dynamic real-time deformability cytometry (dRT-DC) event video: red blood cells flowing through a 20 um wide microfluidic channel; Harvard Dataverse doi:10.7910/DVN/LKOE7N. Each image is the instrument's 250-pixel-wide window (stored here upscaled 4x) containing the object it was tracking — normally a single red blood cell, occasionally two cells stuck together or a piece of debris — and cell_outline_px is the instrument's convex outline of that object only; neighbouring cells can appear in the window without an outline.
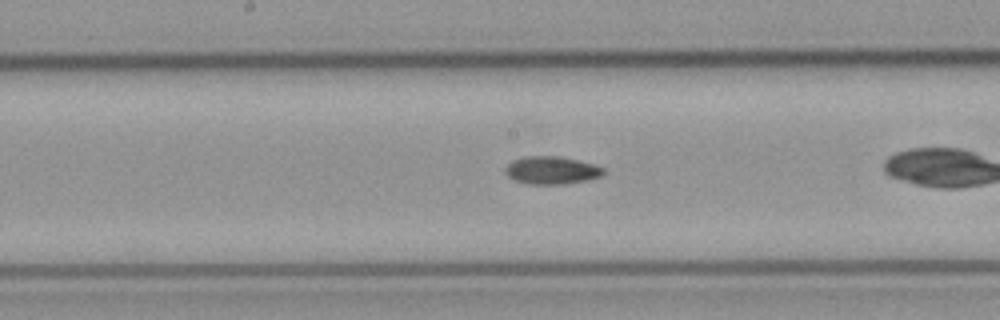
{"species": "common noctule bat (a hibernating species)", "species_latin": "Nyctalus noctula", "temperature_condition": "cold", "stored_images_in_passage": 36, "camera_frame_rate_fps": 3000, "um_per_image_px": 0.085, "animal": {"sex": "male", "body_mass_g": 23.1, "forearm_length_mm": 52.7}, "frame": {"image": 1, "passage_image": 21, "time_ms": 6.667, "image_size_px": [1000, 320], "cell_outline_px": [[604, 172], [600, 176], [588, 180], [564, 184], [528, 184], [516, 180], [508, 176], [504, 172], [504, 168], [512, 160], [524, 156], [560, 156], [592, 164], [604, 168]], "centroid_in_image_um": [46.85, 14.47], "position_along_channel_um": 201.4, "area_um2": 15.84}}
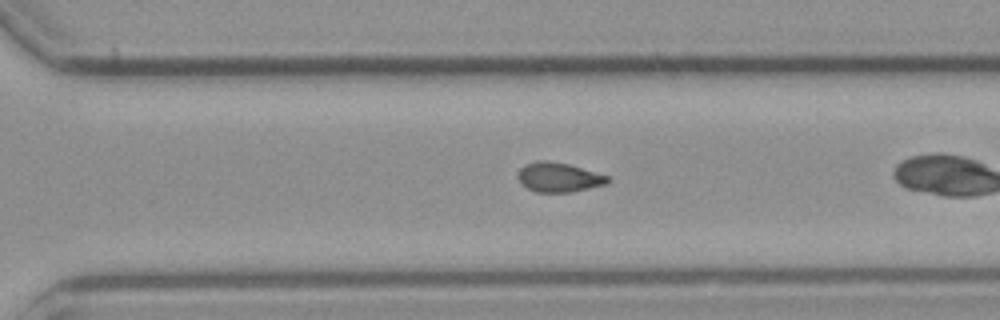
{"frame": {"image": 2, "passage_image": 31, "time_ms": 10.0, "image_size_px": [1000, 320], "cell_outline_px": [[612, 180], [608, 184], [572, 192], [536, 192], [520, 184], [520, 168], [524, 164], [536, 160], [548, 160], [568, 164], [608, 176]], "centroid_in_image_um": [47.52, 15.07], "position_along_channel_um": 323.1, "area_um2": 15.43}}